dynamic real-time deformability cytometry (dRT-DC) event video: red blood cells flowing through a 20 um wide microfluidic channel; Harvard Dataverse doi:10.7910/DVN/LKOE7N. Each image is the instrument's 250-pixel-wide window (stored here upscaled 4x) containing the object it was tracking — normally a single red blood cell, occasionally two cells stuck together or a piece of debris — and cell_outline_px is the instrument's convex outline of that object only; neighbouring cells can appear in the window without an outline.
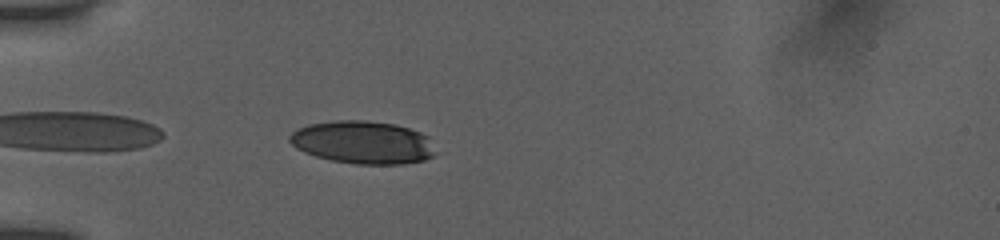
{"species": "human", "species_latin": "Homo sapiens", "temperature_condition": "room temperature", "stored_images_in_passage": 39, "camera_frame_rate_fps": 3000, "um_per_image_px": 0.085, "donor": {"sex": "female"}, "frame": {"image": 1, "passage_image": 2, "time_ms": 0.333, "image_size_px": [1000, 240], "cell_outline_px": [[436, 152], [432, 156], [424, 160], [404, 164], [356, 164], [332, 160], [316, 156], [304, 152], [296, 148], [288, 140], [288, 136], [292, 132], [308, 124], [336, 120], [364, 120], [396, 124], [420, 132], [428, 136]], "centroid_in_image_um": [30.84, 12.1], "position_along_channel_um": 54.2, "area_um2": 36.47}}
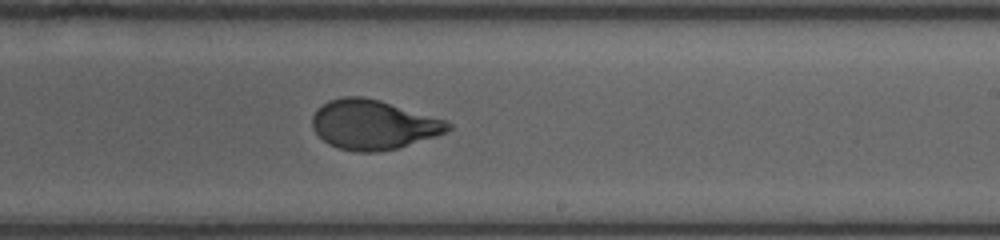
{"frame": {"image": 2, "passage_image": 19, "time_ms": 6.0, "image_size_px": [1000, 240], "cell_outline_px": [[452, 128], [436, 136], [396, 148], [376, 152], [356, 152], [336, 148], [328, 144], [312, 128], [312, 116], [316, 108], [328, 100], [344, 96], [364, 96], [380, 100], [448, 120], [452, 124]], "centroid_in_image_um": [31.71, 10.58], "position_along_channel_um": 257.3, "area_um2": 39.42}}
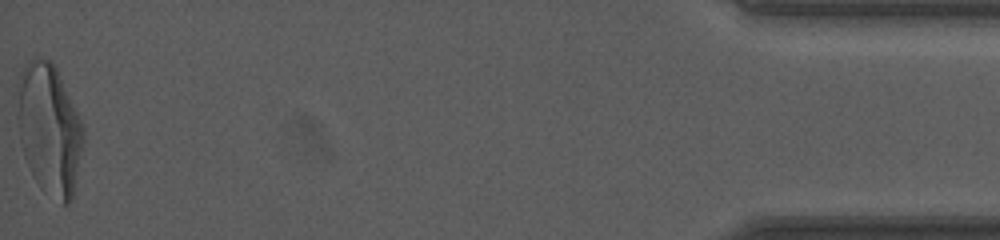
{"frame": {"image": 3, "passage_image": 39, "time_ms": 12.667, "image_size_px": [1000, 240], "cell_outline_px": [[84, 140], [72, 196], [68, 204], [60, 204], [44, 192], [40, 188], [24, 156], [20, 140], [16, 116], [20, 72], [24, 64], [28, 60], [36, 56], [40, 56], [52, 60], [56, 64], [84, 128]], "centroid_in_image_um": [4.18, 10.92], "position_along_channel_um": 431.0, "area_um2": 50.69}, "authors_computed_cell_mechanics": {"area_um2": 39.8242, "velocity_mm_per_s": 3.8822, "shape_relaxation_time_tau1_ms": 4.0465, "shape_relaxation_time_tau2_ms": null, "deformation_change_tau1": 0.1874, "deformation_change_tau2": null}}